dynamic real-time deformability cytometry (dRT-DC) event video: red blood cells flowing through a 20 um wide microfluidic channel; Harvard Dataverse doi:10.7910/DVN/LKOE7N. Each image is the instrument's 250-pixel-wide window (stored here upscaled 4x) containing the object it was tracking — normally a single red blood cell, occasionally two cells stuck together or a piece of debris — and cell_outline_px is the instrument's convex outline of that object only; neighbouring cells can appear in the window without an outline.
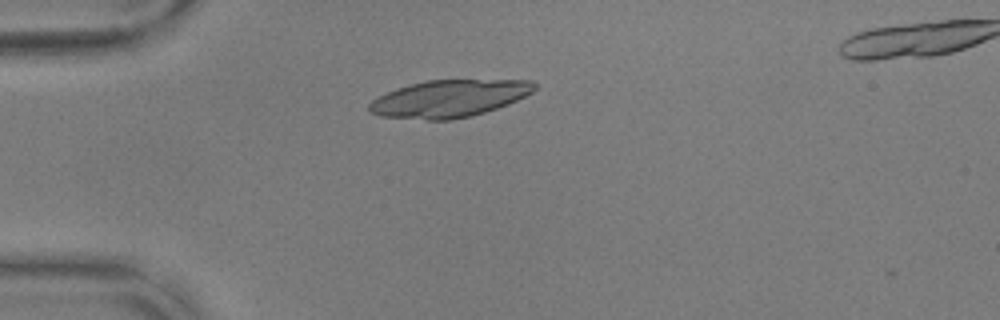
{"species": "common noctule bat (a hibernating species)", "species_latin": "Nyctalus noctula", "temperature_condition": "warm", "stored_images_in_passage": 8, "camera_frame_rate_fps": 3000, "um_per_image_px": 0.085, "animal": {"sex": "male", "body_mass_g": 17.9, "forearm_length_mm": 54.2}, "frame": {"image": 1, "passage_image": 1, "time_ms": 0.0, "image_size_px": [1000, 320], "cell_outline_px": [[536, 88], [532, 92], [508, 104], [484, 112], [452, 120], [428, 120], [380, 116], [368, 112], [368, 104], [372, 100], [396, 88], [428, 80], [532, 80], [536, 84]], "centroid_in_image_um": [38.16, 8.38], "position_along_channel_um": 46.8, "area_um2": 35.6}}